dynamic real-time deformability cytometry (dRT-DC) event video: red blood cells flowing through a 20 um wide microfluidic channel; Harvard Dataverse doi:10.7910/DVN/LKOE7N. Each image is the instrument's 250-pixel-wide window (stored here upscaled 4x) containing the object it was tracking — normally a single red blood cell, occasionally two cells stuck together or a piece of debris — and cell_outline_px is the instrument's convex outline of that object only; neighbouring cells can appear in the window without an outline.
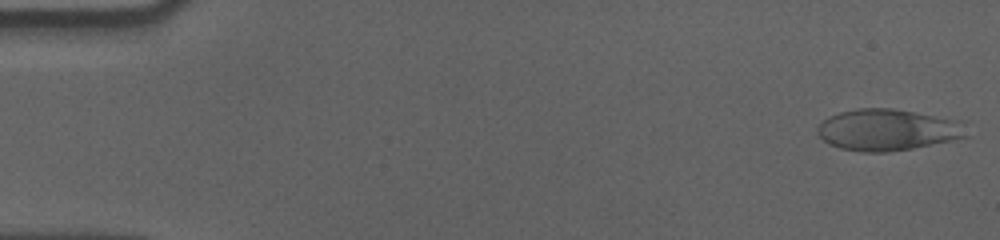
{"species": "human", "species_latin": "Homo sapiens", "temperature_condition": "cold", "stored_images_in_passage": 13, "camera_frame_rate_fps": 3000, "um_per_image_px": 0.085, "donor": {"sex": "male"}, "frame": {"image": 1, "passage_image": 1, "time_ms": 0.0, "image_size_px": [1000, 240], "cell_outline_px": [[968, 136], [952, 140], [912, 148], [884, 152], [864, 152], [840, 148], [828, 144], [816, 132], [816, 128], [824, 120], [840, 112], [860, 108], [892, 108], [964, 120]], "centroid_in_image_um": [75.49, 11.03], "position_along_channel_um": 9.5, "area_um2": 36.07}}